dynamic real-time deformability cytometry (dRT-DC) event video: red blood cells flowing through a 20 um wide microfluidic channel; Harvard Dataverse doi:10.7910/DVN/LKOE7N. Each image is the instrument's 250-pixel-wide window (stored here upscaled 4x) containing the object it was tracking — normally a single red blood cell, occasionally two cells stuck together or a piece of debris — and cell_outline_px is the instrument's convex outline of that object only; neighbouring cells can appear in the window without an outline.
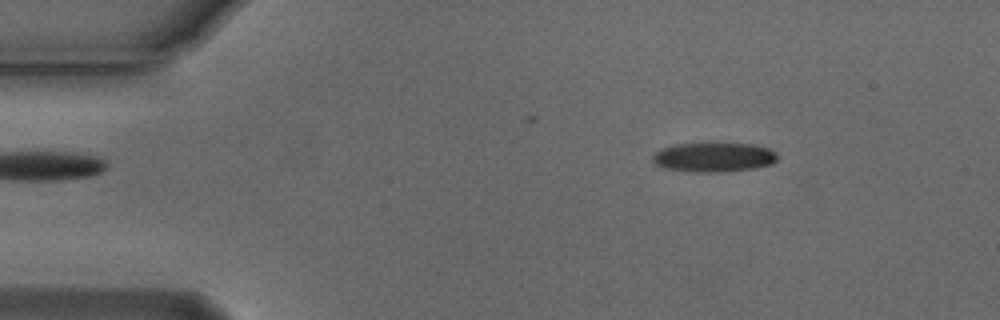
{"species": "Egyptian fruit bat (a non-hibernating species)", "species_latin": "Rousettus aegyptiacus", "temperature_condition": "cold", "stored_images_in_passage": 3, "camera_frame_rate_fps": 3000, "um_per_image_px": 0.085, "animal": {"sex": "male"}, "frame": {"image": 1, "passage_image": 1, "time_ms": 0.0, "image_size_px": [1000, 320], "cell_outline_px": [[776, 160], [772, 164], [752, 168], [720, 172], [692, 172], [664, 168], [656, 164], [652, 160], [652, 156], [660, 148], [676, 144], [708, 140], [720, 140], [752, 144], [768, 148], [776, 152]], "centroid_in_image_um": [60.64, 13.3], "position_along_channel_um": 24.4, "area_um2": 22.43}}